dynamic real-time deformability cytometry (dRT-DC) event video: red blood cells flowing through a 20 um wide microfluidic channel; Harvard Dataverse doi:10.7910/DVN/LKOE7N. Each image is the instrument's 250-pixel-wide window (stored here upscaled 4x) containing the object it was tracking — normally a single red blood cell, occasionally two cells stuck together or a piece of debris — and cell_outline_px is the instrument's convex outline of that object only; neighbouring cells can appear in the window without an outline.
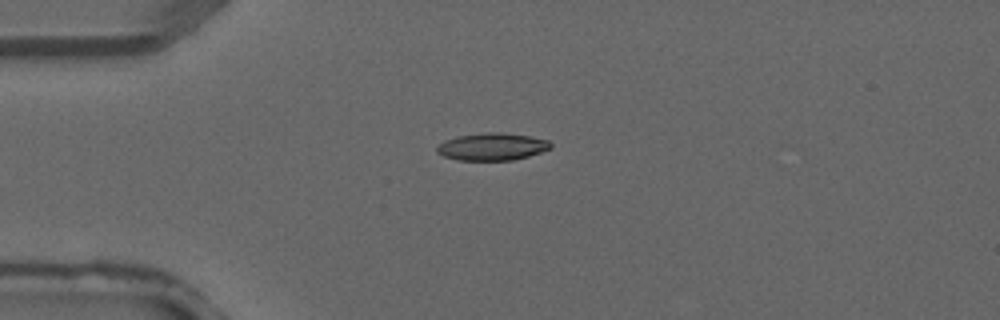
{"species": "common noctule bat (a hibernating species)", "species_latin": "Nyctalus noctula", "temperature_condition": "warm", "stored_images_in_passage": 1, "camera_frame_rate_fps": 3000, "um_per_image_px": 0.085, "animal": {"sex": "male", "forearm_length_mm": 52.5}, "frame": {"image": 1, "passage_image": 1, "time_ms": 0.0, "image_size_px": [1000, 320], "cell_outline_px": [[552, 148], [528, 156], [512, 160], [456, 160], [444, 156], [436, 152], [436, 148], [444, 140], [456, 136], [484, 132], [500, 132], [532, 136], [548, 140], [552, 144]], "centroid_in_image_um": [41.83, 12.46], "position_along_channel_um": 43.2, "area_um2": 18.26}}